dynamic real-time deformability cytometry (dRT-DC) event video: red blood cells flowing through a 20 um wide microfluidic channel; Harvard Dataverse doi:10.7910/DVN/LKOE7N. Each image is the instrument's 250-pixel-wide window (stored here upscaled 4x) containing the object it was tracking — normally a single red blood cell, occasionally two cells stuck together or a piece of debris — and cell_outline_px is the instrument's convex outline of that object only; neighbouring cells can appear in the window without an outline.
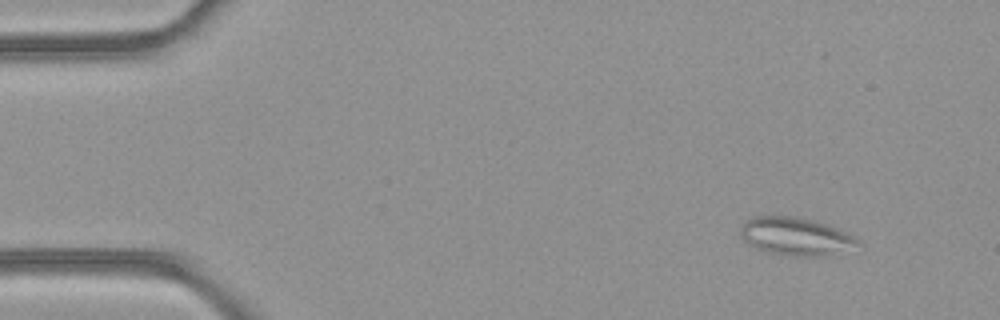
{"species": "common noctule bat (a hibernating species)", "species_latin": "Nyctalus noctula", "temperature_condition": "room temperature", "stored_images_in_passage": 3, "camera_frame_rate_fps": 3000, "um_per_image_px": 0.085, "animal": {"sex": "female", "body_mass_g": 21.9}, "frame": {"image": 1, "passage_image": 1, "time_ms": 0.0, "image_size_px": [1000, 320], "cell_outline_px": [[860, 244], [820, 256], [796, 256], [764, 252], [748, 244], [740, 236], [740, 228], [752, 216], [792, 216], [812, 220], [836, 228], [860, 240]], "centroid_in_image_um": [67.54, 20.08], "position_along_channel_um": 17.5, "area_um2": 25.32}}